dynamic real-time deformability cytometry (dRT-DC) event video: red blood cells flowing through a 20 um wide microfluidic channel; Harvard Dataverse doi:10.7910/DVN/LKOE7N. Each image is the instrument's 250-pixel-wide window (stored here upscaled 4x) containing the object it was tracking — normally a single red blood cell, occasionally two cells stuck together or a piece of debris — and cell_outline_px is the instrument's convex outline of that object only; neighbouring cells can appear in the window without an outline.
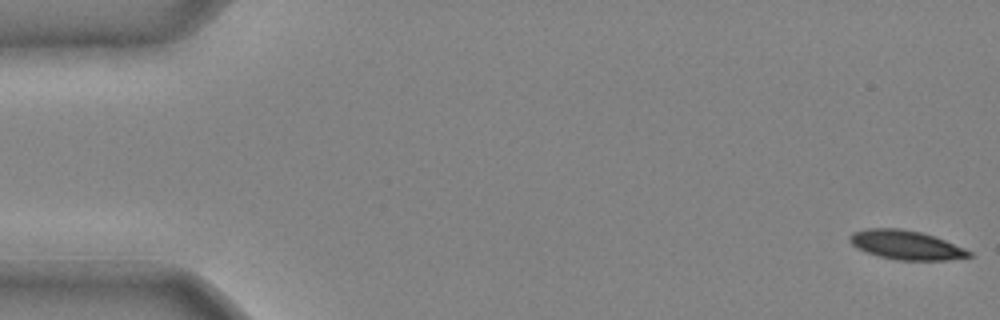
{"species": "common noctule bat (a hibernating species)", "species_latin": "Nyctalus noctula", "temperature_condition": "cold", "stored_images_in_passage": 41, "camera_frame_rate_fps": 3000, "um_per_image_px": 0.085, "animal": {"sex": "male", "body_mass_g": 20.4}, "frame": {"image": 1, "passage_image": 1, "time_ms": 0.0, "image_size_px": [1000, 320], "cell_outline_px": [[972, 256], [948, 260], [896, 260], [880, 256], [856, 248], [848, 240], [848, 236], [852, 232], [864, 228], [900, 228], [920, 232], [936, 236], [964, 248], [972, 252]], "centroid_in_image_um": [76.99, 20.81], "position_along_channel_um": 8.0, "area_um2": 20.35}}
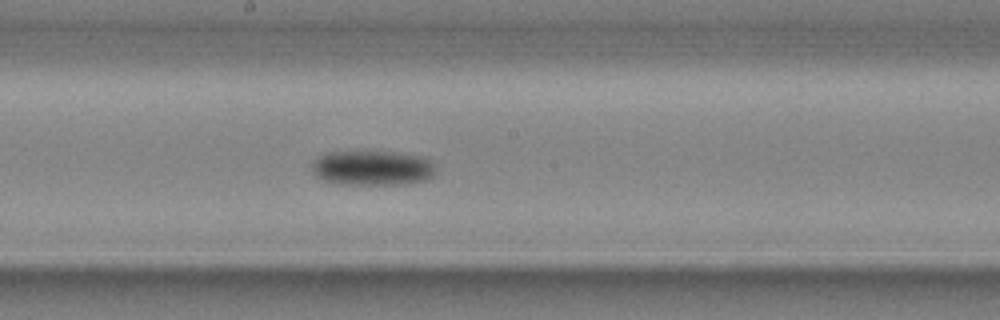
{"frame": {"image": 2, "passage_image": 24, "time_ms": 7.667, "image_size_px": [1000, 320], "cell_outline_px": [[436, 172], [428, 180], [408, 184], [344, 184], [324, 180], [316, 176], [312, 172], [312, 160], [316, 156], [324, 152], [396, 152], [420, 156], [428, 160], [436, 168]], "centroid_in_image_um": [31.63, 14.28], "position_along_channel_um": 216.6, "area_um2": 25.32}}
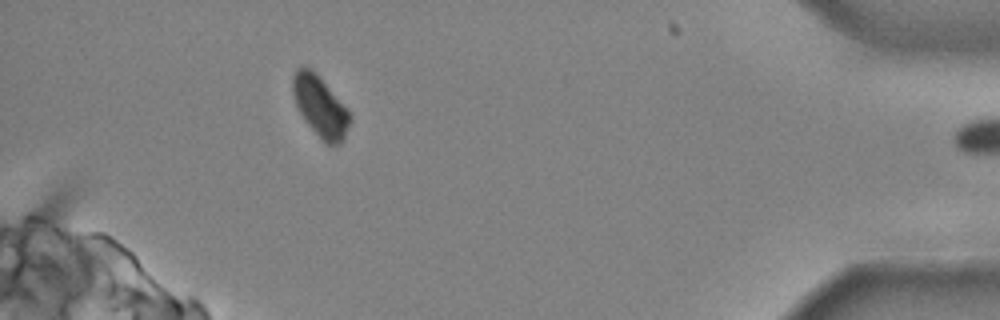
{"frame": {"image": 3, "passage_image": 40, "time_ms": 13.0, "image_size_px": [1000, 320], "cell_outline_px": [[352, 120], [344, 140], [340, 144], [324, 144], [308, 124], [300, 112], [296, 104], [292, 92], [292, 76], [296, 68], [308, 68], [316, 72], [352, 116]], "centroid_in_image_um": [27.22, 9.08], "position_along_channel_um": 408.0, "area_um2": 20.06}}